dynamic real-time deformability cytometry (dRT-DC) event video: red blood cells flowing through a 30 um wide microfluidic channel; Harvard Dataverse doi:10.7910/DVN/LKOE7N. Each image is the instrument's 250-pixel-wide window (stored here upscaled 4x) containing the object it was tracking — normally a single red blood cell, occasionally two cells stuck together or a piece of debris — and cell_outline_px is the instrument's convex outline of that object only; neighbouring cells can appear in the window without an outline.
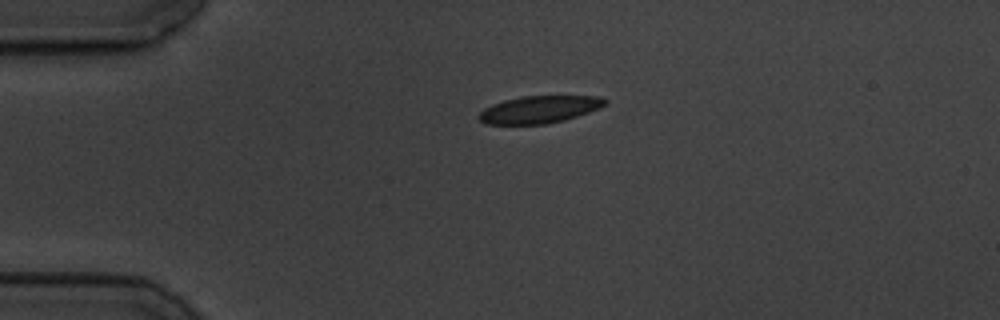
{"species": "common noctule bat (a hibernating species)", "species_latin": "Nyctalus noctula", "temperature_condition": "cold", "stored_images_in_passage": 46, "camera_frame_rate_fps": 3000, "um_per_image_px": 0.085, "animal": {"sex": "male", "body_mass_g": 19.5, "forearm_length_mm": 54.6}, "frame": {"image": 1, "passage_image": 1, "time_ms": 0.0, "image_size_px": [1000, 320], "cell_outline_px": [[608, 100], [600, 108], [564, 120], [548, 124], [484, 124], [476, 116], [484, 108], [492, 104], [504, 100], [524, 96], [600, 96]], "centroid_in_image_um": [45.81, 9.31], "position_along_channel_um": 39.2, "area_um2": 20.06}}
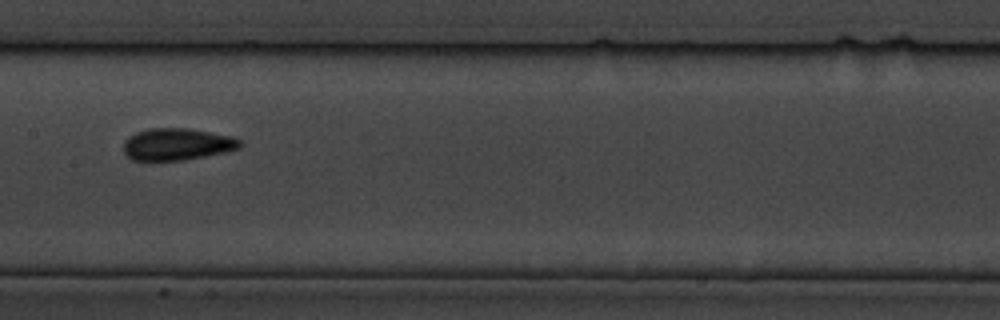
{"frame": {"image": 2, "passage_image": 17, "time_ms": 5.333, "image_size_px": [1000, 320], "cell_outline_px": [[244, 144], [240, 148], [224, 152], [184, 160], [132, 160], [124, 152], [124, 140], [128, 136], [136, 132], [148, 128], [188, 128], [232, 136], [240, 140]], "centroid_in_image_um": [15.05, 12.25], "position_along_channel_um": 192.3, "area_um2": 21.73}}
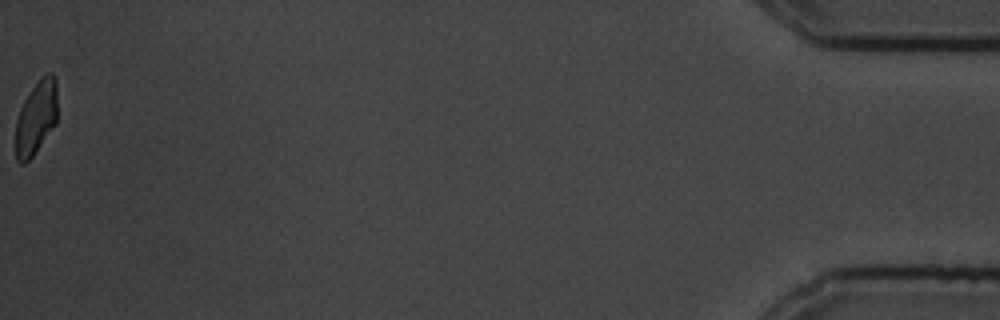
{"frame": {"image": 3, "passage_image": 46, "time_ms": 15.0, "image_size_px": [1000, 320], "cell_outline_px": [[56, 124], [32, 156], [24, 164], [20, 164], [16, 160], [16, 120], [20, 108], [24, 100], [32, 88], [48, 72], [52, 72], [56, 80]], "centroid_in_image_um": [3.06, 10.02], "position_along_channel_um": 432.1, "area_um2": 17.69}, "authors_computed_cell_mechanics": {"area_um2": 20.3745, "velocity_mm_per_s": 3.4711, "shape_relaxation_time_tau1_ms": 3.4097, "shape_relaxation_time_tau2_ms": 2.2055, "deformation_change_tau1": 0.0808, "deformation_change_tau2": 0.0657}}